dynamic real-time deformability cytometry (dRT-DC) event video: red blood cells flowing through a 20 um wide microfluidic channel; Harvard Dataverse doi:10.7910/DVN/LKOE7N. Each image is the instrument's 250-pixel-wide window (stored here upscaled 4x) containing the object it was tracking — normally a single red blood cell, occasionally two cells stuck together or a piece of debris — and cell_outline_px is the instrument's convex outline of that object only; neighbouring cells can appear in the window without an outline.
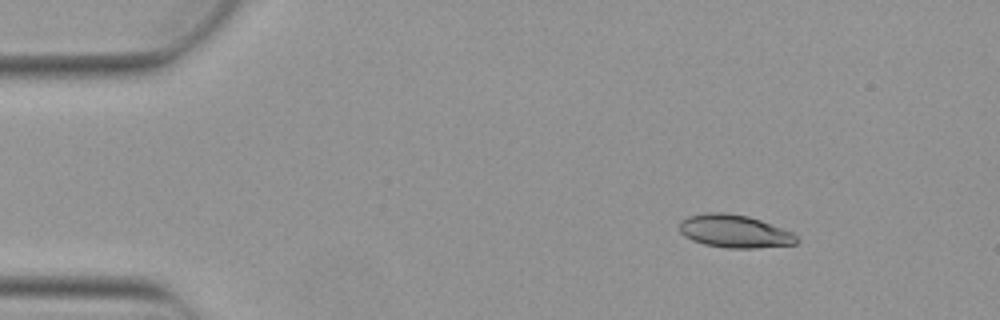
{"species": "Egyptian fruit bat (a non-hibernating species)", "species_latin": "Rousettus aegyptiacus", "temperature_condition": "warm", "stored_images_in_passage": 5, "camera_frame_rate_fps": 3000, "um_per_image_px": 0.085, "animal": {"sex": "female"}, "frame": {"image": 1, "passage_image": 2, "time_ms": 0.333, "image_size_px": [1000, 320], "cell_outline_px": [[800, 240], [796, 244], [756, 248], [728, 248], [704, 244], [692, 240], [684, 236], [680, 232], [680, 220], [688, 216], [704, 212], [724, 212], [748, 216], [760, 220], [792, 232]], "centroid_in_image_um": [62.42, 19.65], "position_along_channel_um": 22.6, "area_um2": 22.54}}
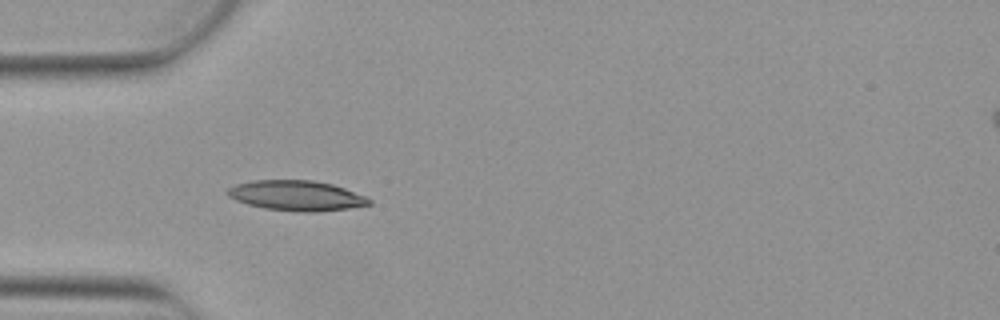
{"frame": {"image": 2, "passage_image": 4, "time_ms": 1.0, "image_size_px": [1000, 320], "cell_outline_px": [[372, 204], [348, 208], [316, 212], [304, 212], [264, 208], [248, 204], [236, 200], [228, 196], [224, 192], [228, 188], [236, 184], [252, 180], [312, 180], [332, 184], [344, 188], [364, 196], [372, 200]], "centroid_in_image_um": [25.17, 16.62], "position_along_channel_um": 59.8, "area_um2": 24.8}}
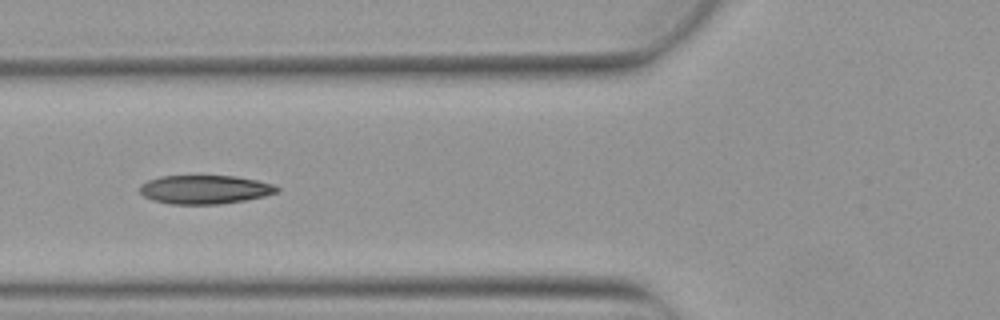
{"frame": {"image": 3, "passage_image": 5, "time_ms": 1.333, "image_size_px": [1000, 320], "cell_outline_px": [[280, 192], [264, 196], [244, 200], [220, 204], [172, 204], [152, 200], [144, 196], [140, 192], [140, 184], [148, 180], [160, 176], [236, 176], [276, 184], [280, 188]], "centroid_in_image_um": [17.44, 16.1], "position_along_channel_um": 108.4, "area_um2": 23.06}}